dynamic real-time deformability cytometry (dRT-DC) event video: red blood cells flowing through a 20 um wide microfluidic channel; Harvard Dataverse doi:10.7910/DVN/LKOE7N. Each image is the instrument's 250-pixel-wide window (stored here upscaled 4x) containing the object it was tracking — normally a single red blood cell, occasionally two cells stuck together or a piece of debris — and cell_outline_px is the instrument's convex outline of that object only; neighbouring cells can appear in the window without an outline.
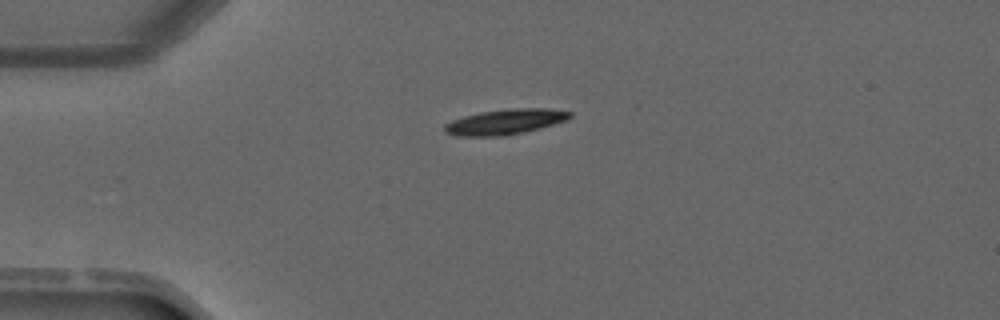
{"species": "common noctule bat (a hibernating species)", "species_latin": "Nyctalus noctula", "temperature_condition": "warm", "stored_images_in_passage": 2, "camera_frame_rate_fps": 3000, "um_per_image_px": 0.085, "animal": {"sex": "male", "forearm_length_mm": 52.5}, "frame": {"image": 1, "passage_image": 1, "time_ms": 0.0, "image_size_px": [1000, 320], "cell_outline_px": [[572, 116], [568, 120], [540, 128], [524, 132], [504, 136], [456, 136], [444, 132], [444, 124], [452, 120], [464, 116], [480, 112], [512, 108], [548, 108], [572, 112]], "centroid_in_image_um": [42.95, 10.35], "position_along_channel_um": 42.1, "area_um2": 18.61}}
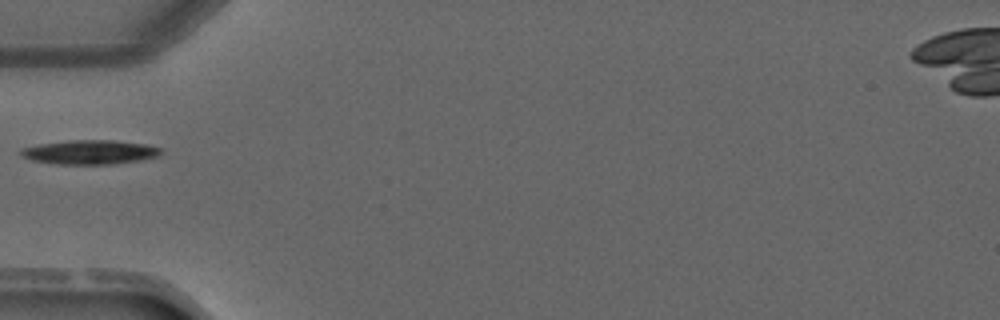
{"frame": {"image": 2, "passage_image": 2, "time_ms": 1.333, "image_size_px": [1000, 320], "cell_outline_px": [[164, 148], [160, 156], [140, 160], [112, 164], [56, 164], [32, 160], [20, 156], [20, 148], [40, 144], [68, 140], [112, 140], [144, 144]], "centroid_in_image_um": [7.65, 12.93], "position_along_channel_um": 77.4, "area_um2": 19.88}}